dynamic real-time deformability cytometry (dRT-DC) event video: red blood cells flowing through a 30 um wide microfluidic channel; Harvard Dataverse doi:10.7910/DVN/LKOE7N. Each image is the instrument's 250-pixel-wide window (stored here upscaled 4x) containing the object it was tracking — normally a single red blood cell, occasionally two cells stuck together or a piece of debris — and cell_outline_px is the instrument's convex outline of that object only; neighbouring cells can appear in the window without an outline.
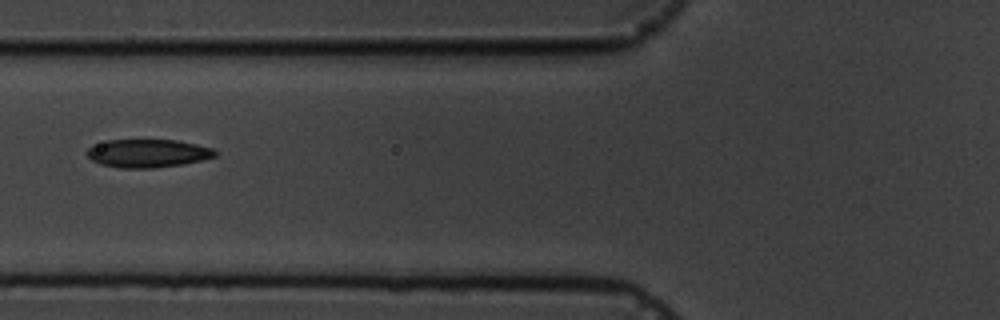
{"species": "common noctule bat (a hibernating species)", "species_latin": "Nyctalus noctula", "temperature_condition": "cold", "stored_images_in_passage": 18, "camera_frame_rate_fps": 3000, "um_per_image_px": 0.085, "animal": {"sex": "male", "body_mass_g": 19.5, "forearm_length_mm": 54.6}, "frame": {"image": 1, "passage_image": 8, "time_ms": 8.0, "image_size_px": [1000, 320], "cell_outline_px": [[220, 152], [216, 156], [184, 164], [152, 168], [120, 168], [100, 164], [92, 160], [88, 156], [88, 148], [108, 140], [176, 140], [196, 144], [212, 148]], "centroid_in_image_um": [12.6, 13.03], "position_along_channel_um": 113.2, "area_um2": 20.92}}
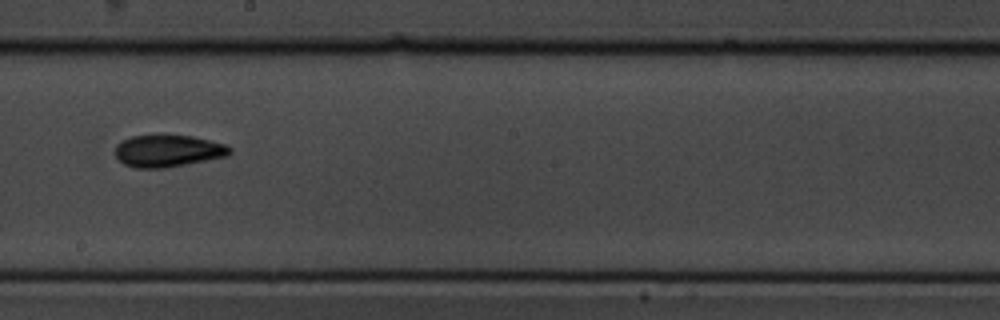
{"frame": {"image": 2, "passage_image": 11, "time_ms": 11.333, "image_size_px": [1000, 320], "cell_outline_px": [[232, 152], [228, 156], [164, 168], [136, 168], [124, 164], [116, 156], [116, 144], [132, 136], [164, 132], [192, 136], [224, 144], [232, 148]], "centroid_in_image_um": [14.27, 12.78], "position_along_channel_um": 233.9, "area_um2": 21.91}}
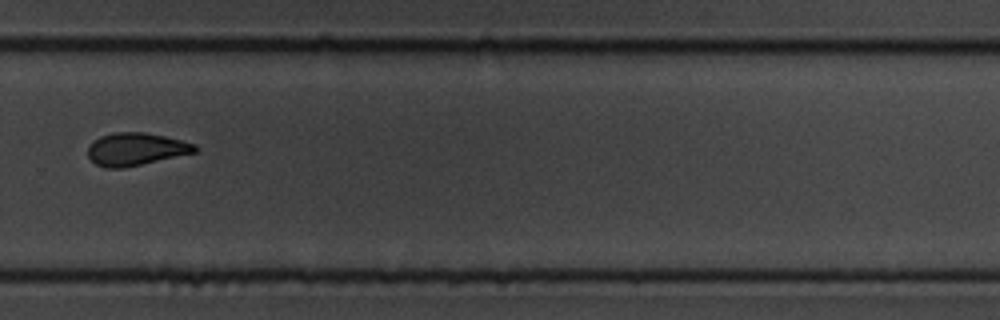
{"frame": {"image": 3, "passage_image": 13, "time_ms": 13.667, "image_size_px": [1000, 320], "cell_outline_px": [[200, 148], [196, 152], [140, 164], [120, 168], [104, 168], [96, 164], [88, 156], [88, 148], [100, 136], [116, 132], [144, 132], [164, 136], [196, 144]], "centroid_in_image_um": [11.57, 12.67], "position_along_channel_um": 318.2, "area_um2": 20.06}, "authors_computed_cell_mechanics": {"area_um2": 17.0221, "velocity_mm_per_s": 3.6138, "shape_relaxation_time_tau1_ms": null, "shape_relaxation_time_tau2_ms": 8.7207, "deformation_change_tau1": null, "deformation_change_tau2": 0.1349}}